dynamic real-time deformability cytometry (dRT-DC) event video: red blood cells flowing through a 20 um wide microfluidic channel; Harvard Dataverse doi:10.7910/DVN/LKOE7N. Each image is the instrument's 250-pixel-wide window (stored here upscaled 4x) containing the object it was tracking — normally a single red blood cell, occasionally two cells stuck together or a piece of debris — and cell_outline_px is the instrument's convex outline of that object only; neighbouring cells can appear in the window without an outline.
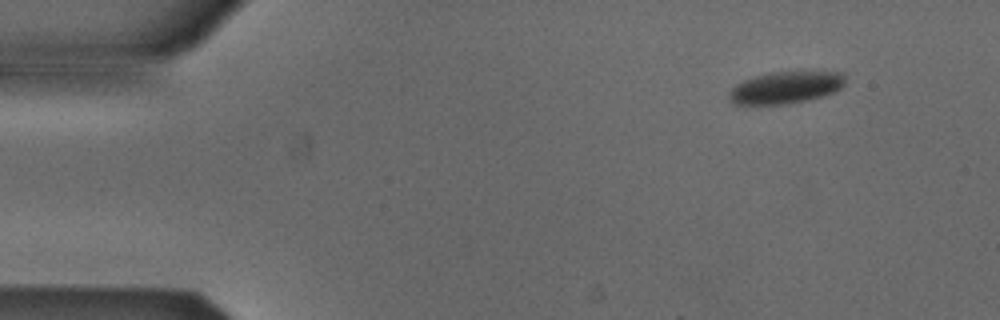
{"species": "Egyptian fruit bat (a non-hibernating species)", "species_latin": "Rousettus aegyptiacus", "temperature_condition": "cold", "stored_images_in_passage": 48, "camera_frame_rate_fps": 3000, "um_per_image_px": 0.085, "animal": {"sex": "male"}, "frame": {"image": 1, "passage_image": 1, "time_ms": 0.0, "image_size_px": [1000, 320], "cell_outline_px": [[844, 84], [840, 88], [832, 92], [820, 96], [804, 100], [784, 104], [732, 104], [728, 100], [728, 92], [736, 84], [744, 80], [756, 76], [772, 72], [844, 72]], "centroid_in_image_um": [66.72, 7.44], "position_along_channel_um": 18.3, "area_um2": 21.33}}
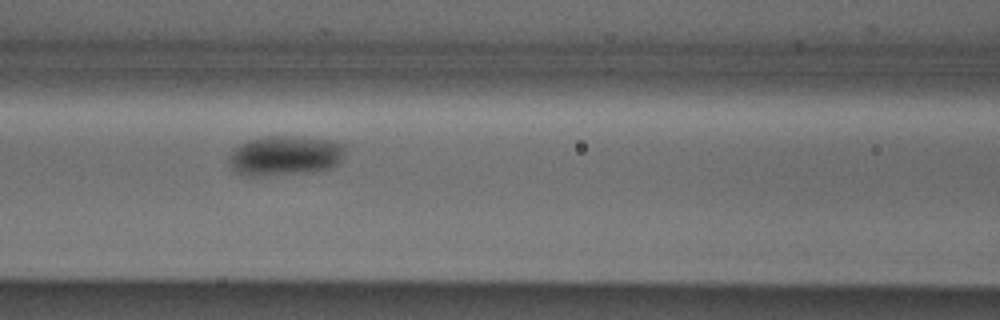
{"frame": {"image": 2, "passage_image": 18, "time_ms": 5.667, "image_size_px": [1000, 320], "cell_outline_px": [[344, 152], [340, 164], [328, 168], [304, 172], [264, 176], [248, 176], [236, 172], [232, 168], [228, 160], [228, 156], [240, 144], [248, 140], [264, 136], [304, 136], [332, 140], [344, 144]], "centroid_in_image_um": [24.23, 13.21], "position_along_channel_um": 142.4, "area_um2": 27.11}}
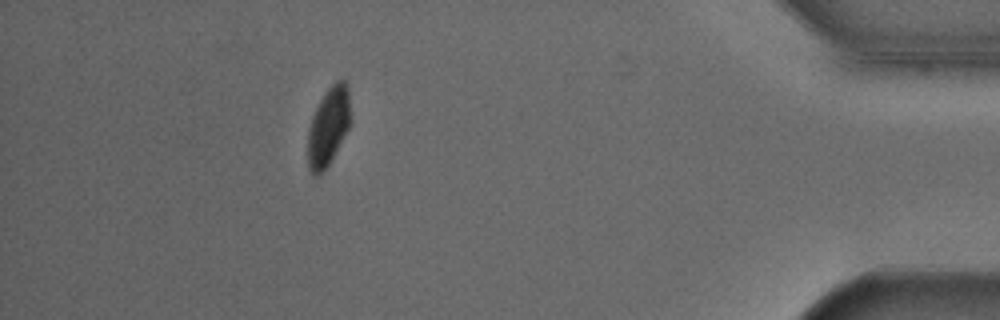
{"frame": {"image": 3, "passage_image": 43, "time_ms": 14.0, "image_size_px": [1000, 320], "cell_outline_px": [[348, 128], [328, 164], [316, 176], [312, 176], [308, 168], [308, 128], [312, 116], [320, 100], [328, 88], [336, 80], [344, 80], [348, 84]], "centroid_in_image_um": [27.86, 10.74], "position_along_channel_um": 407.3, "area_um2": 18.84}, "authors_computed_cell_mechanics": {"area_um2": 24.0448, "velocity_mm_per_s": 3.8462, "shape_relaxation_time_tau1_ms": 3.8799, "shape_relaxation_time_tau2_ms": null, "deformation_change_tau1": 0.055, "deformation_change_tau2": null}}